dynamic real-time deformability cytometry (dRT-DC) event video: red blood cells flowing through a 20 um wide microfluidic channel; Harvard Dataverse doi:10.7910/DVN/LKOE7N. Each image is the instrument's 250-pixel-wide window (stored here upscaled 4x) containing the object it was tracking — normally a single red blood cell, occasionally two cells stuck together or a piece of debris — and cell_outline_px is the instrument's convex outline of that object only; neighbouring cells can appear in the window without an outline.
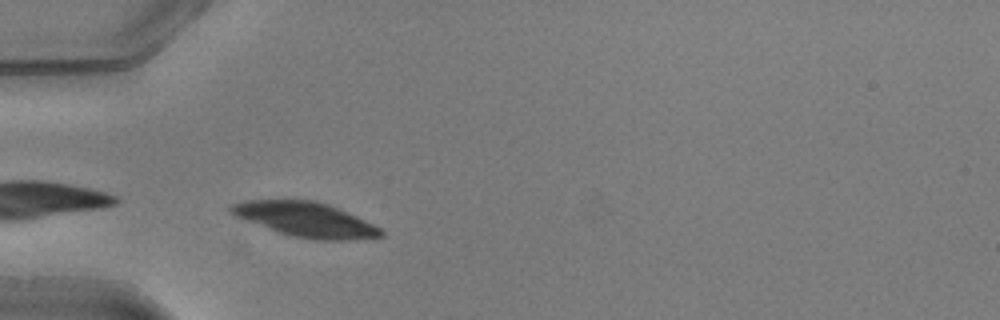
{"species": "common noctule bat (a hibernating species)", "species_latin": "Nyctalus noctula", "temperature_condition": "warm", "stored_images_in_passage": 3, "camera_frame_rate_fps": 3000, "um_per_image_px": 0.085, "animal": {"sex": "male", "body_mass_g": 20.5, "forearm_length_mm": 52.5}, "frame": {"image": 1, "passage_image": 1, "time_ms": 0.0, "image_size_px": [1000, 320], "cell_outline_px": [[384, 236], [348, 240], [316, 240], [292, 236], [268, 228], [236, 216], [228, 212], [228, 208], [232, 204], [244, 200], [316, 200], [328, 204], [348, 212], [380, 228], [384, 232]], "centroid_in_image_um": [25.98, 18.65], "position_along_channel_um": 59.0, "area_um2": 30.0}}